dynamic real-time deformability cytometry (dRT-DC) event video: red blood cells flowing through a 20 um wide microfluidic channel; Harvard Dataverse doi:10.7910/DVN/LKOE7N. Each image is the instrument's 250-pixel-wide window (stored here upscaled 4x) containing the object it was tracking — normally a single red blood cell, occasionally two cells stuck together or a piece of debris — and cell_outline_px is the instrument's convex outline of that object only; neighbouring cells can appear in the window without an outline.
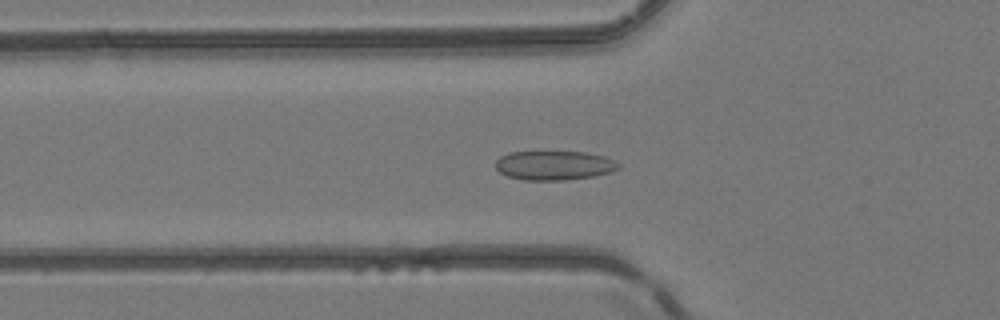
{"species": "common noctule bat (a hibernating species)", "species_latin": "Nyctalus noctula", "temperature_condition": "room temperature", "stored_images_in_passage": 50, "camera_frame_rate_fps": 3000, "um_per_image_px": 0.085, "animal": {"sex": "female", "body_mass_g": 24.6, "forearm_length_mm": 56.2}, "frame": {"image": 1, "passage_image": 18, "time_ms": 5.667, "image_size_px": [1000, 320], "cell_outline_px": [[620, 168], [612, 172], [596, 176], [564, 180], [524, 180], [508, 176], [500, 172], [496, 168], [496, 160], [500, 156], [508, 152], [584, 152], [604, 156], [616, 160], [620, 164]], "centroid_in_image_um": [47.14, 14.06], "position_along_channel_um": 78.7, "area_um2": 21.1}}
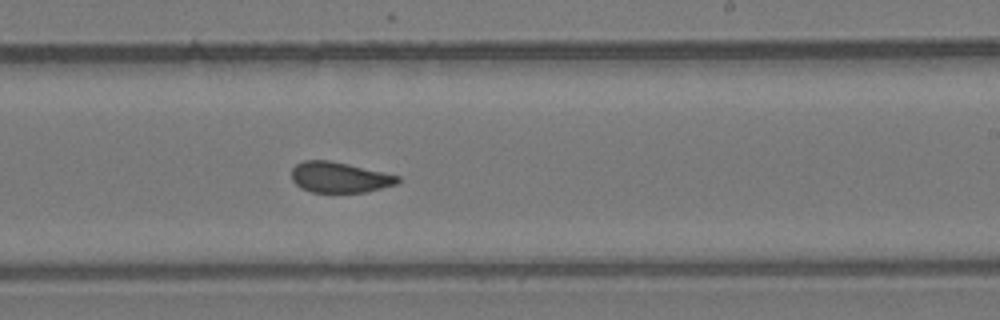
{"frame": {"image": 2, "passage_image": 31, "time_ms": 10.0, "image_size_px": [1000, 320], "cell_outline_px": [[400, 180], [396, 184], [364, 192], [312, 192], [300, 188], [292, 180], [292, 168], [296, 164], [304, 160], [332, 160], [384, 172], [400, 176]], "centroid_in_image_um": [28.84, 15.06], "position_along_channel_um": 260.2, "area_um2": 18.96}}
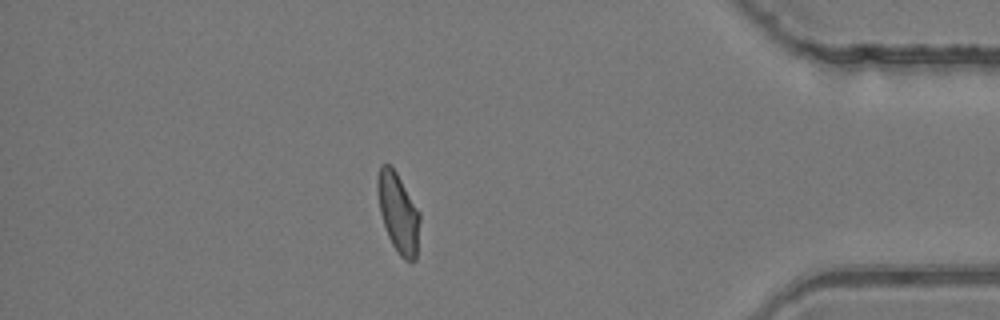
{"frame": {"image": 3, "passage_image": 44, "time_ms": 14.333, "image_size_px": [1000, 320], "cell_outline_px": [[420, 220], [416, 260], [404, 260], [400, 256], [392, 244], [388, 236], [380, 212], [376, 188], [376, 180], [380, 164], [392, 164], [420, 212]], "centroid_in_image_um": [33.84, 18.04], "position_along_channel_um": 401.4, "area_um2": 19.83}, "authors_computed_cell_mechanics": {"area_um2": 20.1433, "velocity_mm_per_s": 4.1661, "shape_relaxation_time_tau1_ms": null, "shape_relaxation_time_tau2_ms": 1.1489, "deformation_change_tau1": null, "deformation_change_tau2": 0.0578}}